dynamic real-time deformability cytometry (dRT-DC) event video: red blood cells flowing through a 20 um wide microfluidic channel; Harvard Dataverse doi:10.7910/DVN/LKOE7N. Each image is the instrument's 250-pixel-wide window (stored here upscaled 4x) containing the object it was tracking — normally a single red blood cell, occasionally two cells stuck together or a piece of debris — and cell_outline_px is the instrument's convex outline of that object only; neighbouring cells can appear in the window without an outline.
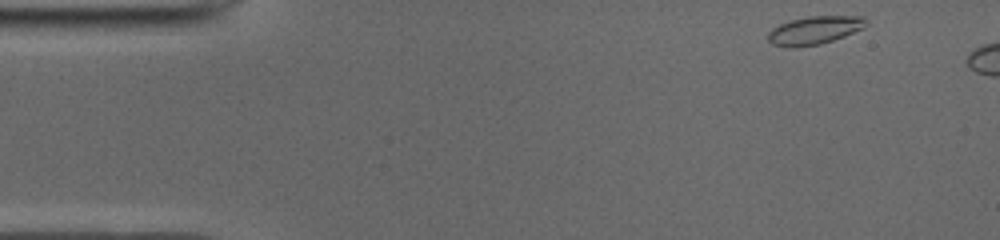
{"species": "common noctule bat (a hibernating species)", "species_latin": "Nyctalus noctula", "temperature_condition": "cold", "stored_images_in_passage": 42, "camera_frame_rate_fps": 3000, "um_per_image_px": 0.085, "animal": {"sex": "male", "body_mass_g": 19.0, "forearm_length_mm": 50.8}, "frame": {"image": 1, "passage_image": 1, "time_ms": 0.0, "image_size_px": [1000, 240], "cell_outline_px": [[868, 24], [864, 28], [844, 36], [820, 44], [796, 48], [788, 48], [772, 44], [768, 40], [768, 32], [772, 28], [780, 24], [792, 20], [808, 16], [864, 16], [868, 20]], "centroid_in_image_um": [69.24, 2.58], "position_along_channel_um": 15.8, "area_um2": 16.24}}
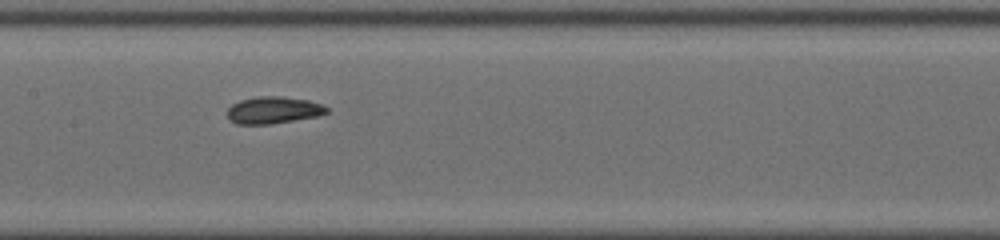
{"frame": {"image": 2, "passage_image": 21, "time_ms": 6.667, "image_size_px": [1000, 240], "cell_outline_px": [[328, 112], [320, 116], [268, 124], [236, 124], [228, 116], [228, 108], [232, 104], [240, 100], [256, 96], [284, 96], [308, 100], [320, 104], [328, 108]], "centroid_in_image_um": [23.25, 9.35], "position_along_channel_um": 184.2, "area_um2": 15.61}}
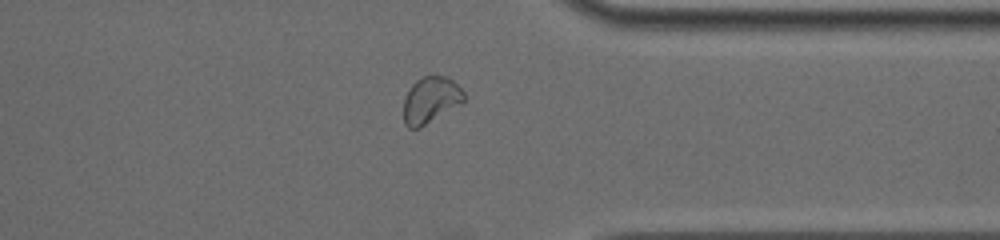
{"frame": {"image": 3, "passage_image": 36, "time_ms": 11.667, "image_size_px": [1000, 240], "cell_outline_px": [[464, 100], [460, 104], [420, 128], [408, 128], [404, 124], [404, 96], [412, 84], [416, 80], [424, 76], [448, 76], [464, 92]], "centroid_in_image_um": [36.58, 8.5], "position_along_channel_um": 374.8, "area_um2": 16.24}}